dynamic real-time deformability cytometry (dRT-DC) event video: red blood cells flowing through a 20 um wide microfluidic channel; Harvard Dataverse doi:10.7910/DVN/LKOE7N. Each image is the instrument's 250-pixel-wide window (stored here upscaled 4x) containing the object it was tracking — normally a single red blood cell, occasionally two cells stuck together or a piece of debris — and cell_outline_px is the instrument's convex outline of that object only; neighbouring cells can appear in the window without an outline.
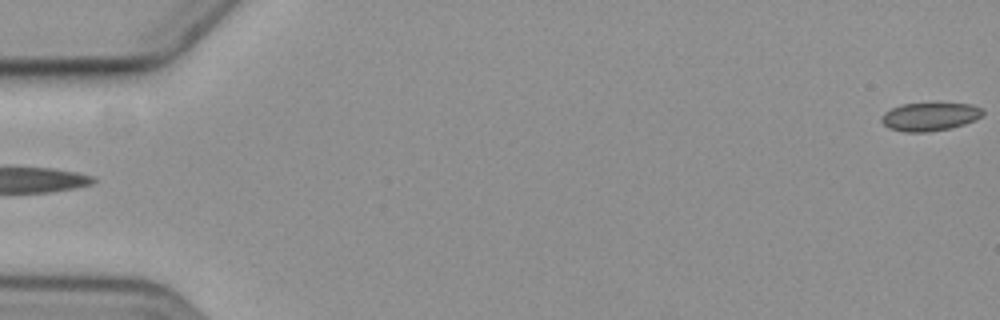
{"species": "common noctule bat (a hibernating species)", "species_latin": "Nyctalus noctula", "temperature_condition": "cold", "stored_images_in_passage": 6, "camera_frame_rate_fps": 3000, "um_per_image_px": 0.085, "animal": {"sex": "female", "body_mass_g": 19.3, "forearm_length_mm": 54.1}, "frame": {"image": 1, "passage_image": 6, "time_ms": 6.0, "image_size_px": [1000, 320], "cell_outline_px": [[984, 112], [976, 120], [952, 128], [928, 132], [904, 132], [888, 128], [880, 120], [884, 112], [892, 108], [904, 104], [968, 104], [980, 108]], "centroid_in_image_um": [79.0, 9.94], "position_along_channel_um": 6.0, "area_um2": 16.47}}